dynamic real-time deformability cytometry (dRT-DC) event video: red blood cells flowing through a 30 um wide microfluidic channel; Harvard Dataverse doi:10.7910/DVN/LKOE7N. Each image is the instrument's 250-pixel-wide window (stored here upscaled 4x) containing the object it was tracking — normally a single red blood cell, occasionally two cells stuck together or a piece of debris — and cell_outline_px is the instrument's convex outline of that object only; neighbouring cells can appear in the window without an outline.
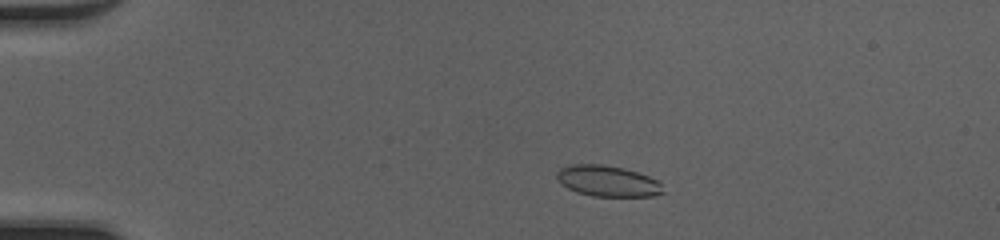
{"species": "common noctule bat (a hibernating species)", "species_latin": "Nyctalus noctula", "temperature_condition": "cold", "stored_images_in_passage": 46, "camera_frame_rate_fps": 3000, "um_per_image_px": 0.085, "animal": {"sex": "female", "body_mass_g": 20.0, "forearm_length_mm": 54.0}, "frame": {"image": 1, "passage_image": 7, "time_ms": 2.0, "image_size_px": [1000, 240], "cell_outline_px": [[664, 192], [652, 196], [592, 196], [576, 192], [568, 188], [556, 176], [556, 172], [560, 168], [568, 164], [604, 164], [624, 168], [648, 176], [656, 180], [660, 184]], "centroid_in_image_um": [51.62, 15.38], "position_along_channel_um": 33.4, "area_um2": 19.02}}
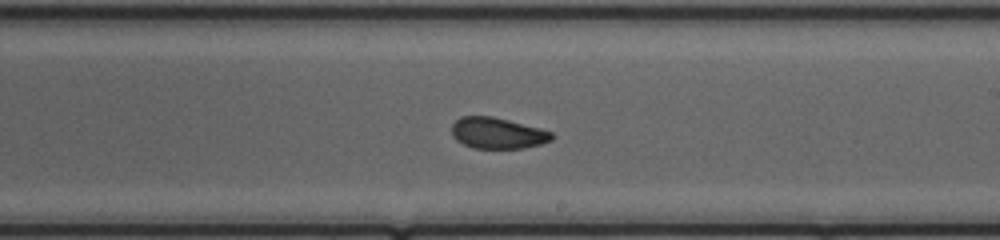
{"frame": {"image": 2, "passage_image": 27, "time_ms": 8.667, "image_size_px": [1000, 240], "cell_outline_px": [[556, 136], [552, 140], [540, 144], [524, 148], [472, 148], [456, 140], [452, 136], [452, 124], [460, 116], [492, 116], [540, 128], [552, 132]], "centroid_in_image_um": [42.29, 11.31], "position_along_channel_um": 246.7, "area_um2": 18.21}}
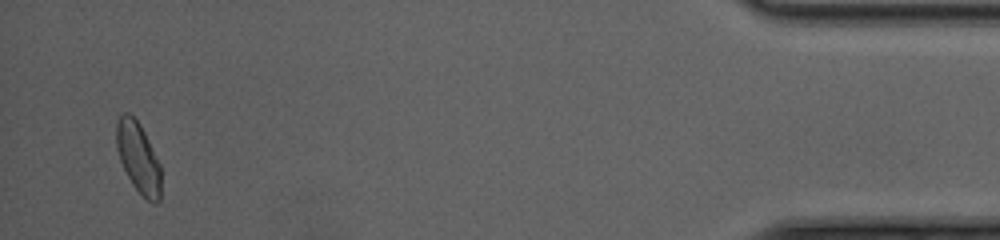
{"frame": {"image": 3, "passage_image": 45, "time_ms": 14.667, "image_size_px": [1000, 240], "cell_outline_px": [[160, 200], [156, 204], [152, 204], [132, 184], [120, 160], [116, 148], [116, 124], [120, 116], [124, 112], [128, 112], [140, 124], [160, 164]], "centroid_in_image_um": [11.75, 13.39], "position_along_channel_um": 423.5, "area_um2": 18.09}, "authors_computed_cell_mechanics": {"area_um2": 18.785, "velocity_mm_per_s": 4.1752, "shape_relaxation_time_tau1_ms": 8.283, "shape_relaxation_time_tau2_ms": 1.0326, "deformation_change_tau1": 0.1599, "deformation_change_tau2": 0.0421}}